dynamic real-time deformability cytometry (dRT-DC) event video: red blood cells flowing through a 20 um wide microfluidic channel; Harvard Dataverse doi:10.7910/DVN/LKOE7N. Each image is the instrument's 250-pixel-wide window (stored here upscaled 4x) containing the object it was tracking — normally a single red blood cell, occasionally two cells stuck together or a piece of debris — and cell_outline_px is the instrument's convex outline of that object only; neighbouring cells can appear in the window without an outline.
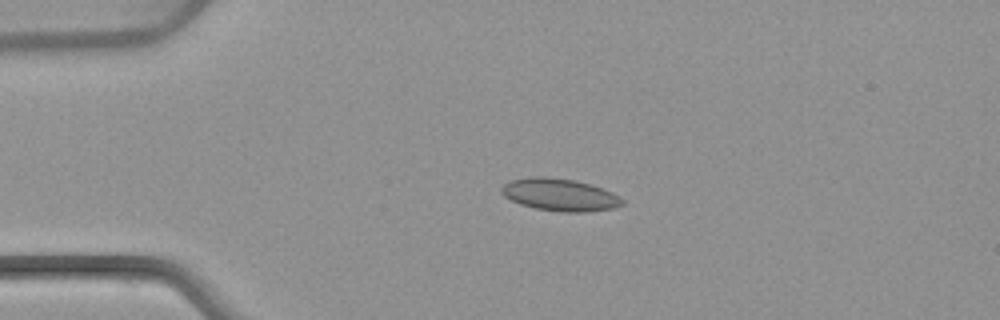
{"species": "common noctule bat (a hibernating species)", "species_latin": "Nyctalus noctula", "temperature_condition": "warm", "stored_images_in_passage": 4, "camera_frame_rate_fps": 3000, "um_per_image_px": 0.085, "animal": {"sex": "female", "body_mass_g": 22.7, "forearm_length_mm": 54.2}, "frame": {"image": 1, "passage_image": 3, "time_ms": 2.667, "image_size_px": [1000, 320], "cell_outline_px": [[624, 204], [616, 208], [588, 212], [560, 212], [536, 208], [520, 204], [504, 196], [500, 192], [500, 188], [504, 184], [512, 180], [528, 176], [544, 176], [576, 180], [612, 192], [620, 196], [624, 200]], "centroid_in_image_um": [47.59, 16.55], "position_along_channel_um": 37.4, "area_um2": 22.95}}